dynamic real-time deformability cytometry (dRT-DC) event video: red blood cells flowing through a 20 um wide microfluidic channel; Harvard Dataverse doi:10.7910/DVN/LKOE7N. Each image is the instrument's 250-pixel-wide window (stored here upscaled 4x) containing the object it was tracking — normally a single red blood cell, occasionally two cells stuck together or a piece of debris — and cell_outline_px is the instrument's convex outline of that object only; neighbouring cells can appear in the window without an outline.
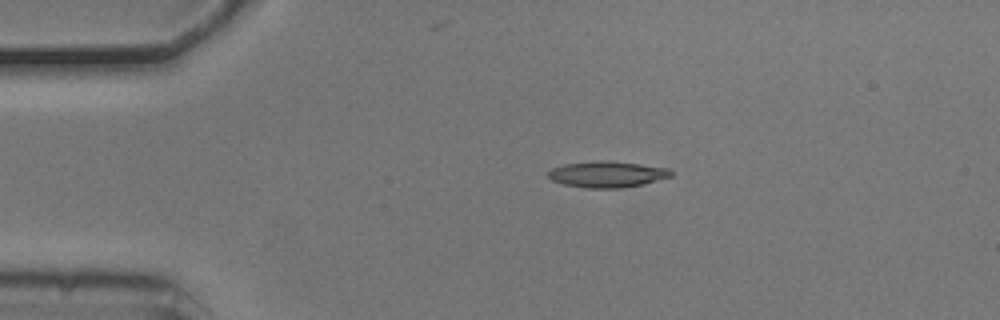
{"species": "common noctule bat (a hibernating species)", "species_latin": "Nyctalus noctula", "temperature_condition": "cold", "stored_images_in_passage": 44, "camera_frame_rate_fps": 3000, "um_per_image_px": 0.085, "animal": {"sex": "male", "body_mass_g": 20.5, "forearm_length_mm": 52.5}, "frame": {"image": 1, "passage_image": 1, "time_ms": 0.0, "image_size_px": [1000, 320], "cell_outline_px": [[672, 176], [644, 184], [620, 188], [588, 188], [564, 184], [552, 180], [548, 176], [548, 172], [552, 168], [564, 164], [596, 160], [608, 160], [640, 164], [668, 168], [672, 172]], "centroid_in_image_um": [51.61, 14.8], "position_along_channel_um": 33.4, "area_um2": 18.73}}
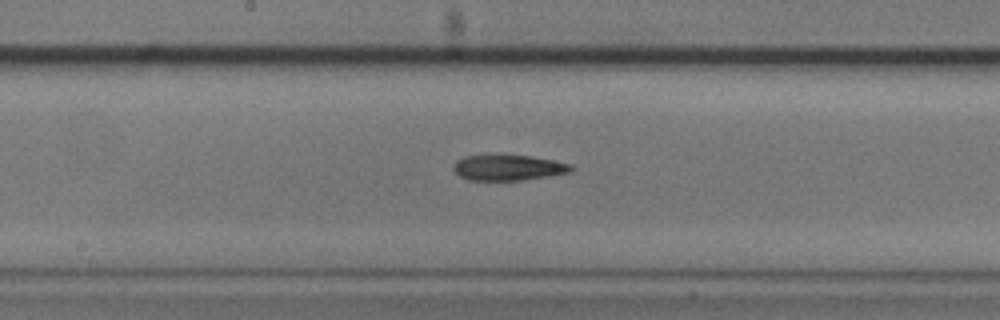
{"frame": {"image": 2, "passage_image": 18, "time_ms": 5.667, "image_size_px": [1000, 320], "cell_outline_px": [[576, 168], [572, 172], [548, 176], [520, 180], [468, 180], [460, 176], [452, 168], [456, 160], [464, 156], [532, 156], [572, 164]], "centroid_in_image_um": [43.24, 14.26], "position_along_channel_um": 205.0, "area_um2": 17.4}}
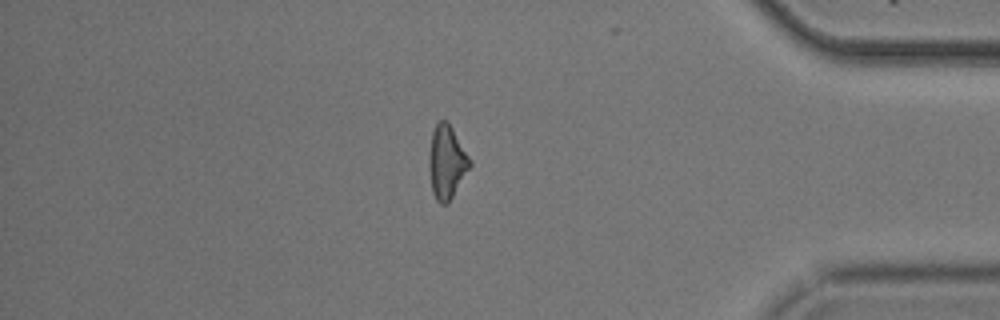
{"frame": {"image": 3, "passage_image": 36, "time_ms": 11.667, "image_size_px": [1000, 320], "cell_outline_px": [[472, 164], [448, 204], [440, 204], [436, 200], [432, 192], [428, 164], [428, 156], [432, 132], [436, 124], [440, 120], [448, 120], [472, 160]], "centroid_in_image_um": [37.97, 13.77], "position_along_channel_um": 397.2, "area_um2": 17.74}, "authors_computed_cell_mechanics": {"area_um2": 18.0047, "velocity_mm_per_s": 3.7331, "shape_relaxation_time_tau1_ms": null, "shape_relaxation_time_tau2_ms": 6.6828, "deformation_change_tau1": null, "deformation_change_tau2": 0.2041}}